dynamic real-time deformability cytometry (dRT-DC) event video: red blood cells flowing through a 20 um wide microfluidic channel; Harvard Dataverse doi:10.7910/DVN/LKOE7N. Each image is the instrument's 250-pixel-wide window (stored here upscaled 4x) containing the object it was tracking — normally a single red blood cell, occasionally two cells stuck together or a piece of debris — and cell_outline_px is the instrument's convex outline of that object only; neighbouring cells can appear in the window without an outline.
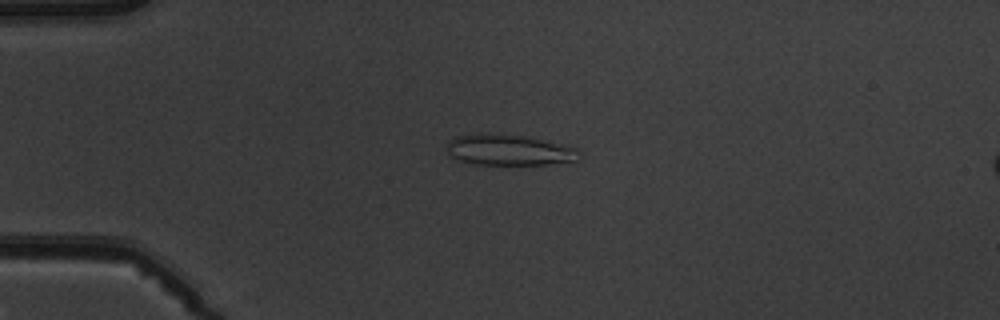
{"species": "common noctule bat (a hibernating species)", "species_latin": "Nyctalus noctula", "temperature_condition": "warm", "stored_images_in_passage": 3, "camera_frame_rate_fps": 3000, "um_per_image_px": 0.085, "animal": {"sex": "male", "body_mass_g": 19.5, "forearm_length_mm": 54.6}, "frame": {"image": 1, "passage_image": 1, "time_ms": 0.0, "image_size_px": [1000, 320], "cell_outline_px": [[580, 152], [576, 160], [572, 164], [476, 164], [460, 160], [452, 156], [448, 152], [448, 144], [456, 136], [476, 132], [488, 132], [524, 136], [576, 148]], "centroid_in_image_um": [43.29, 12.74], "position_along_channel_um": 41.7, "area_um2": 23.81}}